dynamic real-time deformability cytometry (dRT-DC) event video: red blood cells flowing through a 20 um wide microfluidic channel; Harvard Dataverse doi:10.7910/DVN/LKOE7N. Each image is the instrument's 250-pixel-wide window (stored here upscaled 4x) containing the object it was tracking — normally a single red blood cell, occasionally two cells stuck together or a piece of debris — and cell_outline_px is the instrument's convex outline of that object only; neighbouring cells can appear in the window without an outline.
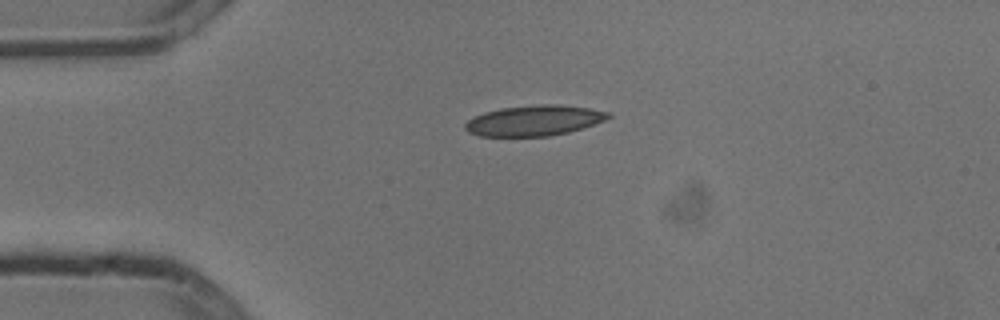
{"species": "common noctule bat (a hibernating species)", "species_latin": "Nyctalus noctula", "temperature_condition": "cold", "stored_images_in_passage": 2, "camera_frame_rate_fps": 3000, "um_per_image_px": 0.085, "animal": {"sex": "male", "body_mass_g": 13.3}, "frame": {"image": 1, "passage_image": 1, "time_ms": 0.0, "image_size_px": [1000, 320], "cell_outline_px": [[612, 116], [604, 120], [584, 128], [568, 132], [548, 136], [480, 136], [468, 132], [464, 128], [464, 124], [468, 120], [484, 112], [500, 108], [536, 104], [560, 104], [588, 108], [612, 112]], "centroid_in_image_um": [45.42, 10.24], "position_along_channel_um": 39.6, "area_um2": 25.55}}